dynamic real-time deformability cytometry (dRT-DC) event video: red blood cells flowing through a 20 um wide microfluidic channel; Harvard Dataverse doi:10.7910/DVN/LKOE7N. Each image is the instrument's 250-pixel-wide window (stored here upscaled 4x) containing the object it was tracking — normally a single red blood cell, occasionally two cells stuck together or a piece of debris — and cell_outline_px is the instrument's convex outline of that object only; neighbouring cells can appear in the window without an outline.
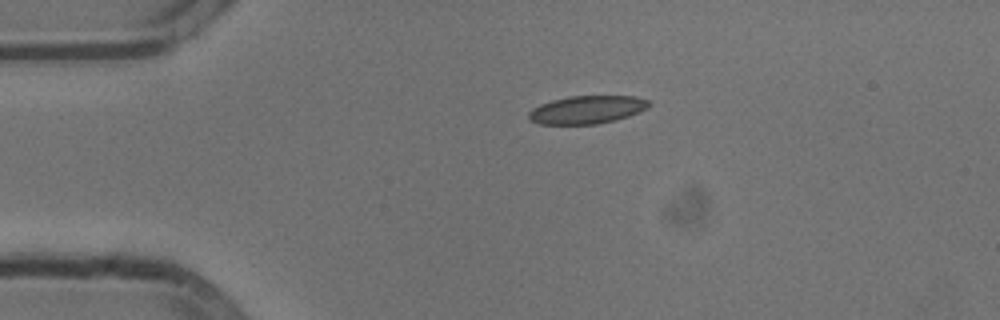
{"species": "common noctule bat (a hibernating species)", "species_latin": "Nyctalus noctula", "temperature_condition": "cold", "stored_images_in_passage": 43, "camera_frame_rate_fps": 3000, "um_per_image_px": 0.085, "animal": {"sex": "male", "body_mass_g": 13.3}, "frame": {"image": 1, "passage_image": 1, "time_ms": 0.0, "image_size_px": [1000, 320], "cell_outline_px": [[652, 104], [648, 108], [640, 112], [616, 120], [596, 124], [540, 124], [528, 120], [528, 112], [532, 108], [540, 104], [552, 100], [568, 96], [636, 96], [652, 100]], "centroid_in_image_um": [49.93, 9.32], "position_along_channel_um": 35.1, "area_um2": 19.94}}
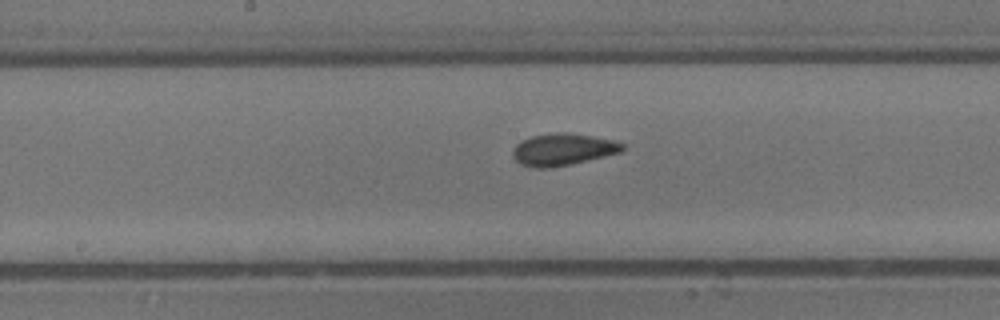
{"frame": {"image": 2, "passage_image": 17, "time_ms": 5.333, "image_size_px": [1000, 320], "cell_outline_px": [[624, 148], [620, 152], [604, 156], [568, 164], [548, 168], [536, 168], [520, 164], [512, 156], [512, 148], [520, 140], [532, 136], [560, 132], [564, 132], [592, 136], [612, 140], [624, 144]], "centroid_in_image_um": [47.78, 12.7], "position_along_channel_um": 200.4, "area_um2": 20.17}}
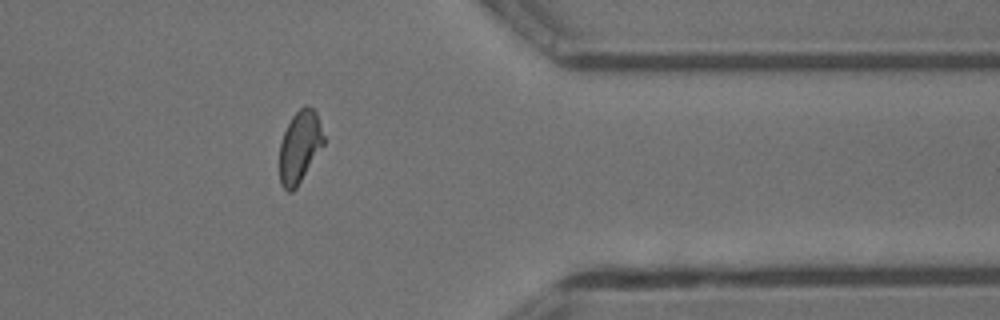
{"frame": {"image": 3, "passage_image": 33, "time_ms": 10.667, "image_size_px": [1000, 320], "cell_outline_px": [[324, 144], [296, 188], [292, 192], [288, 192], [280, 184], [280, 144], [284, 132], [292, 116], [304, 104], [308, 104], [316, 112], [324, 136]], "centroid_in_image_um": [25.47, 12.46], "position_along_channel_um": 385.9, "area_um2": 18.38}, "authors_computed_cell_mechanics": {"area_um2": 19.7098, "velocity_mm_per_s": 3.795, "shape_relaxation_time_tau1_ms": 7.7272, "shape_relaxation_time_tau2_ms": 1.8052, "deformation_change_tau1": 0.1529, "deformation_change_tau2": 0.0538}}